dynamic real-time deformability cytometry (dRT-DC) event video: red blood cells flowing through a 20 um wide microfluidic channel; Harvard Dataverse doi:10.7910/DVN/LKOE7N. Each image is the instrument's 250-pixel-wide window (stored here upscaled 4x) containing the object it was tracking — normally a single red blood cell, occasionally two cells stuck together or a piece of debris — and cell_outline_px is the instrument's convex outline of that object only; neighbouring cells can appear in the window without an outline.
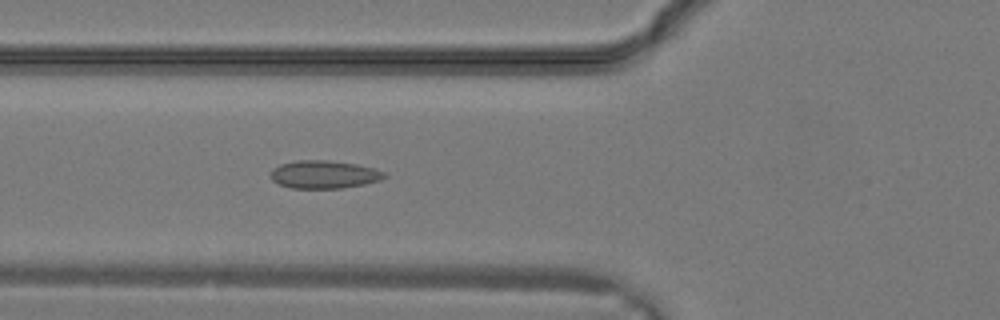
{"species": "common noctule bat (a hibernating species)", "species_latin": "Nyctalus noctula", "temperature_condition": "warm", "stored_images_in_passage": 4, "camera_frame_rate_fps": 3000, "um_per_image_px": 0.085, "animal": {"sex": "male", "body_mass_g": 19.2, "forearm_length_mm": 51.8}, "frame": {"image": 1, "passage_image": 4, "time_ms": 1.0, "image_size_px": [1000, 320], "cell_outline_px": [[388, 176], [380, 180], [364, 184], [340, 188], [292, 188], [280, 184], [272, 180], [272, 168], [280, 164], [296, 160], [328, 160], [356, 164], [372, 168], [384, 172]], "centroid_in_image_um": [27.54, 14.82], "position_along_channel_um": 98.3, "area_um2": 18.38}}